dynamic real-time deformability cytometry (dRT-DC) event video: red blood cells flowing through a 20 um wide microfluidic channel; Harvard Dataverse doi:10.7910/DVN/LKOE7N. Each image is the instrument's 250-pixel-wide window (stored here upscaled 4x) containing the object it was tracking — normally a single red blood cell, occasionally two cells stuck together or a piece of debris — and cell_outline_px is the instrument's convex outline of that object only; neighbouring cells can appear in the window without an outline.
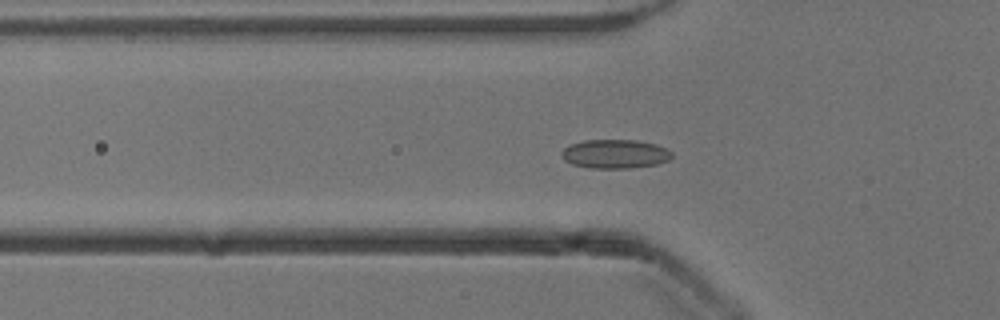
{"species": "common noctule bat (a hibernating species)", "species_latin": "Nyctalus noctula", "temperature_condition": "cold", "stored_images_in_passage": 44, "camera_frame_rate_fps": 3000, "um_per_image_px": 0.085, "animal": {"sex": "male", "body_mass_g": 13.3}, "frame": {"image": 1, "passage_image": 8, "time_ms": 2.333, "image_size_px": [1000, 320], "cell_outline_px": [[672, 156], [668, 160], [656, 164], [632, 168], [588, 168], [572, 164], [564, 160], [560, 156], [560, 152], [568, 144], [584, 140], [636, 140], [656, 144], [672, 152]], "centroid_in_image_um": [52.22, 13.08], "position_along_channel_um": 73.6, "area_um2": 18.73}}
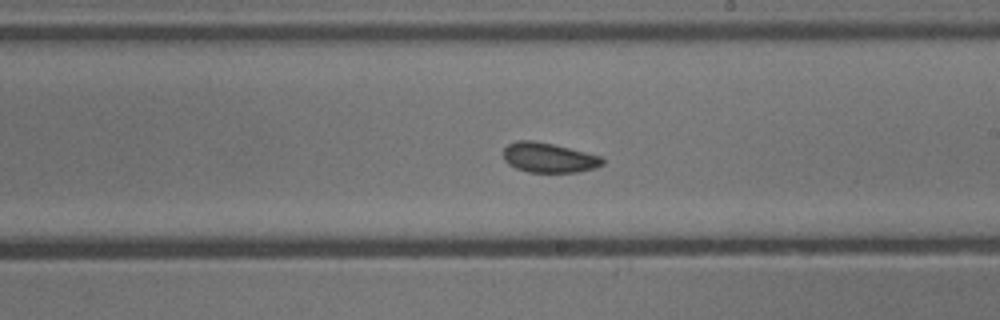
{"frame": {"image": 2, "passage_image": 21, "time_ms": 6.667, "image_size_px": [1000, 320], "cell_outline_px": [[604, 164], [596, 168], [576, 172], [528, 172], [516, 168], [508, 164], [504, 160], [504, 148], [508, 144], [516, 140], [532, 140], [552, 144], [604, 156]], "centroid_in_image_um": [46.67, 13.4], "position_along_channel_um": 242.3, "area_um2": 17.34}}
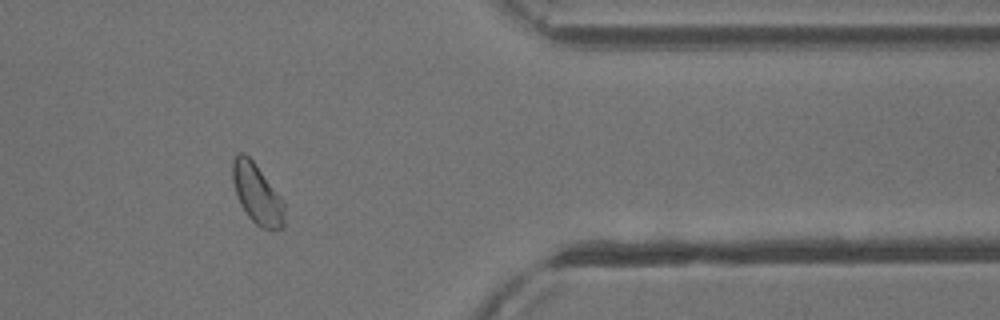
{"frame": {"image": 3, "passage_image": 34, "time_ms": 11.0, "image_size_px": [1000, 320], "cell_outline_px": [[284, 228], [264, 228], [256, 224], [248, 216], [240, 204], [232, 180], [232, 160], [236, 152], [244, 152], [252, 160], [284, 200]], "centroid_in_image_um": [21.84, 16.44], "position_along_channel_um": 389.6, "area_um2": 18.03}, "authors_computed_cell_mechanics": {"area_um2": 17.8891, "velocity_mm_per_s": 3.886, "shape_relaxation_time_tau1_ms": 10.5951, "shape_relaxation_time_tau2_ms": 2.0933, "deformation_change_tau1": 0.1042, "deformation_change_tau2": 0.0688}}